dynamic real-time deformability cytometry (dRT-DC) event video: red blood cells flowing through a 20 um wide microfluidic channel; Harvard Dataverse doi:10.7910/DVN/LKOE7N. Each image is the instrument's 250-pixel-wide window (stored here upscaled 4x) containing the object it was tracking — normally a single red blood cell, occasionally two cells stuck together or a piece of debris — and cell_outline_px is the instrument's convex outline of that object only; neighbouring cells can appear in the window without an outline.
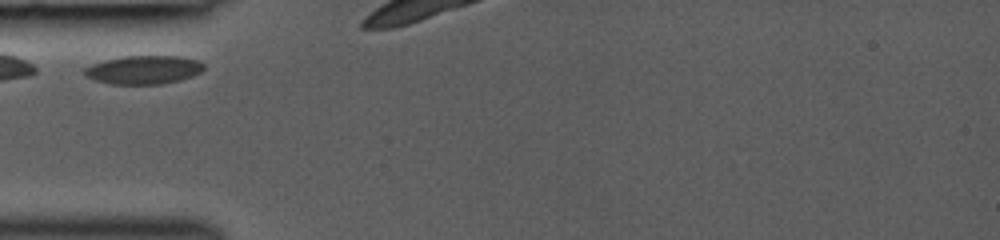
{"species": "common noctule bat (a hibernating species)", "species_latin": "Nyctalus noctula", "temperature_condition": "room temperature", "stored_images_in_passage": 4, "camera_frame_rate_fps": 3000, "um_per_image_px": 0.085, "animal": {"sex": "female", "body_mass_g": 19.0, "forearm_length_mm": 53.3}, "frame": {"image": 1, "passage_image": 1, "time_ms": 0.0, "image_size_px": [1000, 240], "cell_outline_px": [[204, 68], [200, 72], [192, 76], [160, 84], [112, 84], [96, 80], [88, 76], [84, 72], [84, 68], [92, 64], [104, 60], [124, 56], [180, 56], [196, 60], [204, 64]], "centroid_in_image_um": [12.21, 5.92], "position_along_channel_um": 72.8, "area_um2": 19.54}}